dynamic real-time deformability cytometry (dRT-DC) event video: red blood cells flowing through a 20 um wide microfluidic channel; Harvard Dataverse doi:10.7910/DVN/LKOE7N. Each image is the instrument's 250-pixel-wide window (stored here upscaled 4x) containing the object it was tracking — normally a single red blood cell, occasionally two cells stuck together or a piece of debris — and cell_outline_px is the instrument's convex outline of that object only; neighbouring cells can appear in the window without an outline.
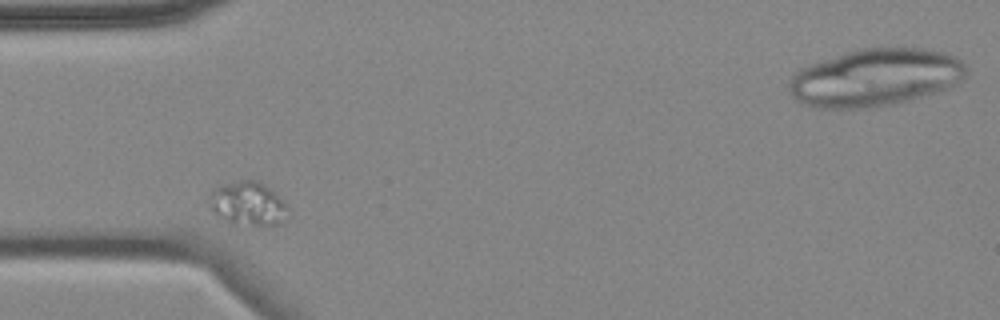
{"species": "common noctule bat (a hibernating species)", "species_latin": "Nyctalus noctula", "temperature_condition": "cold", "stored_images_in_passage": 2, "camera_frame_rate_fps": 3000, "um_per_image_px": 0.085, "animal": {"sex": "female", "body_mass_g": 18.4}, "frame": {"image": 1, "passage_image": 1, "time_ms": 0.0, "image_size_px": [1000, 320], "cell_outline_px": [[288, 208], [284, 220], [276, 224], [232, 224], [208, 208], [208, 196], [212, 188], [224, 184], [240, 180], [260, 180]], "centroid_in_image_um": [20.98, 17.28], "position_along_channel_um": 64.0, "area_um2": 19.71}}